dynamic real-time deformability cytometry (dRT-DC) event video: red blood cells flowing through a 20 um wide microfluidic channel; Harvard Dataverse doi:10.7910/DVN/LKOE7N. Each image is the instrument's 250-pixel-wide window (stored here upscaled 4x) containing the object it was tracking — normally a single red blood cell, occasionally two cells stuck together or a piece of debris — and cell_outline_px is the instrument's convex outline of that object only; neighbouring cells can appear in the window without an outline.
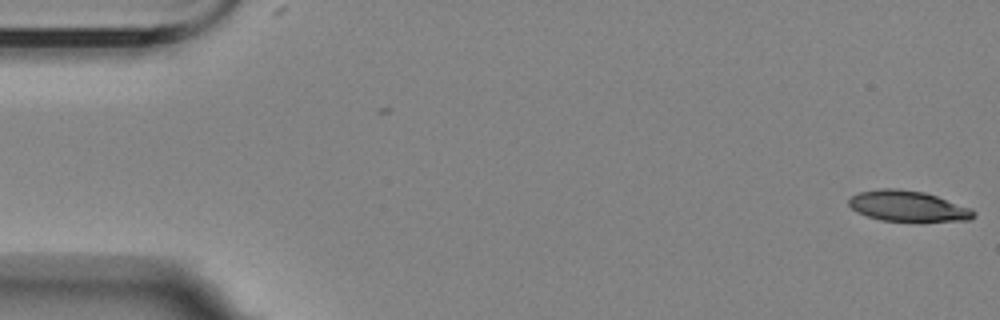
{"species": "Egyptian fruit bat (a non-hibernating species)", "species_latin": "Rousettus aegyptiacus", "temperature_condition": "room temperature", "stored_images_in_passage": 5, "segment_of_instrument_passage": [2, 2], "camera_frame_rate_fps": 3000, "um_per_image_px": 0.085, "animal": {"sex": "female"}, "frame": {"image": 1, "passage_image": 5, "time_ms": 4.667, "image_size_px": [1000, 320], "cell_outline_px": [[976, 216], [968, 220], [920, 224], [880, 220], [856, 212], [848, 204], [848, 200], [852, 196], [860, 192], [880, 188], [896, 188], [924, 192], [972, 208], [976, 212]], "centroid_in_image_um": [77.23, 17.57], "position_along_channel_um": 7.8, "area_um2": 23.24}}